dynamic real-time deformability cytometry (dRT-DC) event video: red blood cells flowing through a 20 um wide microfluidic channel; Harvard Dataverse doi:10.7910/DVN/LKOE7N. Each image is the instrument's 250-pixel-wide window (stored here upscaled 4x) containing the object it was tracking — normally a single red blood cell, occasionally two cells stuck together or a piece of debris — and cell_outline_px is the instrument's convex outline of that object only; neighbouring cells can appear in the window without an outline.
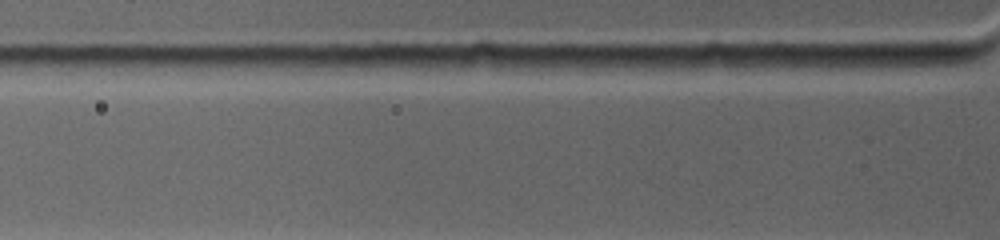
{"species": "common noctule bat (a hibernating species)", "species_latin": "Nyctalus noctula", "temperature_condition": "warm", "stored_images_in_passage": 2, "camera_frame_rate_fps": 4500, "um_per_image_px": 0.085, "animal": {"sex": "female", "body_mass_g": 19.0, "forearm_length_mm": 53.3}, "frame": {"image": 1, "passage_image": 2, "time_ms": 0.222, "image_size_px": [1000, 240], "cell_outline_px": [[956, 64], [928, 72], [828, 72], [812, 64], [828, 56], [900, 56]], "centroid_in_image_um": [74.66, 5.47], "position_along_channel_um": 51.1, "area_um2": 13.29}}